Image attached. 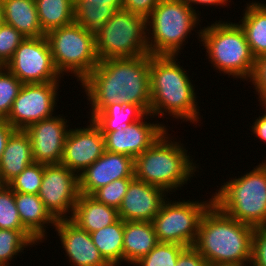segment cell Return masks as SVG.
Returning a JSON list of instances; mask_svg holds the SVG:
<instances>
[{"mask_svg":"<svg viewBox=\"0 0 266 266\" xmlns=\"http://www.w3.org/2000/svg\"><path fill=\"white\" fill-rule=\"evenodd\" d=\"M80 87L93 112L114 104H137L150 113V54L99 60Z\"/></svg>","mask_w":266,"mask_h":266,"instance_id":"1","label":"cell"},{"mask_svg":"<svg viewBox=\"0 0 266 266\" xmlns=\"http://www.w3.org/2000/svg\"><path fill=\"white\" fill-rule=\"evenodd\" d=\"M178 56L150 55V114L158 119L165 116L166 121L169 115L196 125L202 121L196 99L198 89Z\"/></svg>","mask_w":266,"mask_h":266,"instance_id":"2","label":"cell"},{"mask_svg":"<svg viewBox=\"0 0 266 266\" xmlns=\"http://www.w3.org/2000/svg\"><path fill=\"white\" fill-rule=\"evenodd\" d=\"M254 227L222 212L214 203L202 216L193 247L209 266H248Z\"/></svg>","mask_w":266,"mask_h":266,"instance_id":"3","label":"cell"},{"mask_svg":"<svg viewBox=\"0 0 266 266\" xmlns=\"http://www.w3.org/2000/svg\"><path fill=\"white\" fill-rule=\"evenodd\" d=\"M184 145L167 130L134 159V177L164 189L169 195L181 190L193 175L196 177V171L199 173V163L196 164Z\"/></svg>","mask_w":266,"mask_h":266,"instance_id":"4","label":"cell"},{"mask_svg":"<svg viewBox=\"0 0 266 266\" xmlns=\"http://www.w3.org/2000/svg\"><path fill=\"white\" fill-rule=\"evenodd\" d=\"M213 194V203L233 219L266 227V159L244 175L232 176Z\"/></svg>","mask_w":266,"mask_h":266,"instance_id":"5","label":"cell"},{"mask_svg":"<svg viewBox=\"0 0 266 266\" xmlns=\"http://www.w3.org/2000/svg\"><path fill=\"white\" fill-rule=\"evenodd\" d=\"M218 20L202 27L201 46L214 71L248 81L252 74L255 57L246 41L244 31L238 23Z\"/></svg>","mask_w":266,"mask_h":266,"instance_id":"6","label":"cell"},{"mask_svg":"<svg viewBox=\"0 0 266 266\" xmlns=\"http://www.w3.org/2000/svg\"><path fill=\"white\" fill-rule=\"evenodd\" d=\"M200 15L181 0H161L147 18L150 55H180L192 31L201 42ZM199 25V26H198ZM200 27L199 30H195Z\"/></svg>","mask_w":266,"mask_h":266,"instance_id":"7","label":"cell"},{"mask_svg":"<svg viewBox=\"0 0 266 266\" xmlns=\"http://www.w3.org/2000/svg\"><path fill=\"white\" fill-rule=\"evenodd\" d=\"M45 36L54 66L62 78L72 74V78L76 77L80 84L97 66L99 59L95 51V37L78 23L72 22L51 30Z\"/></svg>","mask_w":266,"mask_h":266,"instance_id":"8","label":"cell"},{"mask_svg":"<svg viewBox=\"0 0 266 266\" xmlns=\"http://www.w3.org/2000/svg\"><path fill=\"white\" fill-rule=\"evenodd\" d=\"M99 60L134 58L149 54L147 19L126 10H117L95 36Z\"/></svg>","mask_w":266,"mask_h":266,"instance_id":"9","label":"cell"},{"mask_svg":"<svg viewBox=\"0 0 266 266\" xmlns=\"http://www.w3.org/2000/svg\"><path fill=\"white\" fill-rule=\"evenodd\" d=\"M212 204L213 195L205 201L167 198L152 221L158 241L193 246L202 216Z\"/></svg>","mask_w":266,"mask_h":266,"instance_id":"10","label":"cell"},{"mask_svg":"<svg viewBox=\"0 0 266 266\" xmlns=\"http://www.w3.org/2000/svg\"><path fill=\"white\" fill-rule=\"evenodd\" d=\"M5 67L23 84L60 82L46 36L25 38Z\"/></svg>","mask_w":266,"mask_h":266,"instance_id":"11","label":"cell"},{"mask_svg":"<svg viewBox=\"0 0 266 266\" xmlns=\"http://www.w3.org/2000/svg\"><path fill=\"white\" fill-rule=\"evenodd\" d=\"M59 84L60 82L23 84L6 121L14 129L25 130L35 122L54 116L59 101Z\"/></svg>","mask_w":266,"mask_h":266,"instance_id":"12","label":"cell"},{"mask_svg":"<svg viewBox=\"0 0 266 266\" xmlns=\"http://www.w3.org/2000/svg\"><path fill=\"white\" fill-rule=\"evenodd\" d=\"M78 175L65 165L44 164L38 196L56 219H70L79 196Z\"/></svg>","mask_w":266,"mask_h":266,"instance_id":"13","label":"cell"},{"mask_svg":"<svg viewBox=\"0 0 266 266\" xmlns=\"http://www.w3.org/2000/svg\"><path fill=\"white\" fill-rule=\"evenodd\" d=\"M150 118L156 119L147 113L141 120L130 124L125 130L119 129L118 131L102 133L105 150L111 153L124 154L134 159L138 157L169 130L164 123L147 122Z\"/></svg>","mask_w":266,"mask_h":266,"instance_id":"14","label":"cell"},{"mask_svg":"<svg viewBox=\"0 0 266 266\" xmlns=\"http://www.w3.org/2000/svg\"><path fill=\"white\" fill-rule=\"evenodd\" d=\"M87 126L70 128L65 139L61 164L79 175L105 151L104 136L90 119Z\"/></svg>","mask_w":266,"mask_h":266,"instance_id":"15","label":"cell"},{"mask_svg":"<svg viewBox=\"0 0 266 266\" xmlns=\"http://www.w3.org/2000/svg\"><path fill=\"white\" fill-rule=\"evenodd\" d=\"M66 117L63 114L57 116L56 113L55 116L35 122L25 129L31 140L34 162L61 163L65 139L70 130Z\"/></svg>","mask_w":266,"mask_h":266,"instance_id":"16","label":"cell"},{"mask_svg":"<svg viewBox=\"0 0 266 266\" xmlns=\"http://www.w3.org/2000/svg\"><path fill=\"white\" fill-rule=\"evenodd\" d=\"M168 196L164 189L134 177L118 209L119 218L123 221L152 222Z\"/></svg>","mask_w":266,"mask_h":266,"instance_id":"17","label":"cell"},{"mask_svg":"<svg viewBox=\"0 0 266 266\" xmlns=\"http://www.w3.org/2000/svg\"><path fill=\"white\" fill-rule=\"evenodd\" d=\"M122 178H134V158L105 150L78 175L79 193L91 195L98 188Z\"/></svg>","mask_w":266,"mask_h":266,"instance_id":"18","label":"cell"},{"mask_svg":"<svg viewBox=\"0 0 266 266\" xmlns=\"http://www.w3.org/2000/svg\"><path fill=\"white\" fill-rule=\"evenodd\" d=\"M54 228L71 266H110L100 255L90 233L70 219L57 220Z\"/></svg>","mask_w":266,"mask_h":266,"instance_id":"19","label":"cell"},{"mask_svg":"<svg viewBox=\"0 0 266 266\" xmlns=\"http://www.w3.org/2000/svg\"><path fill=\"white\" fill-rule=\"evenodd\" d=\"M15 203L24 228L39 243L45 242L49 230L47 226L54 229L57 220L45 208L38 194L15 192Z\"/></svg>","mask_w":266,"mask_h":266,"instance_id":"20","label":"cell"},{"mask_svg":"<svg viewBox=\"0 0 266 266\" xmlns=\"http://www.w3.org/2000/svg\"><path fill=\"white\" fill-rule=\"evenodd\" d=\"M33 162L29 135L25 130L15 129L0 159L1 184H8Z\"/></svg>","mask_w":266,"mask_h":266,"instance_id":"21","label":"cell"},{"mask_svg":"<svg viewBox=\"0 0 266 266\" xmlns=\"http://www.w3.org/2000/svg\"><path fill=\"white\" fill-rule=\"evenodd\" d=\"M118 209L97 201L91 195L79 194L70 220L82 230L92 233L119 220Z\"/></svg>","mask_w":266,"mask_h":266,"instance_id":"22","label":"cell"},{"mask_svg":"<svg viewBox=\"0 0 266 266\" xmlns=\"http://www.w3.org/2000/svg\"><path fill=\"white\" fill-rule=\"evenodd\" d=\"M159 243L152 222L124 221L123 262L135 265Z\"/></svg>","mask_w":266,"mask_h":266,"instance_id":"23","label":"cell"},{"mask_svg":"<svg viewBox=\"0 0 266 266\" xmlns=\"http://www.w3.org/2000/svg\"><path fill=\"white\" fill-rule=\"evenodd\" d=\"M122 7L123 0H74V22L95 37Z\"/></svg>","mask_w":266,"mask_h":266,"instance_id":"24","label":"cell"},{"mask_svg":"<svg viewBox=\"0 0 266 266\" xmlns=\"http://www.w3.org/2000/svg\"><path fill=\"white\" fill-rule=\"evenodd\" d=\"M4 23L16 28L26 38L45 36L35 0H2Z\"/></svg>","mask_w":266,"mask_h":266,"instance_id":"25","label":"cell"},{"mask_svg":"<svg viewBox=\"0 0 266 266\" xmlns=\"http://www.w3.org/2000/svg\"><path fill=\"white\" fill-rule=\"evenodd\" d=\"M246 3L239 25L255 58L266 54V3Z\"/></svg>","mask_w":266,"mask_h":266,"instance_id":"26","label":"cell"},{"mask_svg":"<svg viewBox=\"0 0 266 266\" xmlns=\"http://www.w3.org/2000/svg\"><path fill=\"white\" fill-rule=\"evenodd\" d=\"M147 112L137 104H114L102 112H93L90 119L102 133L125 130L130 124L141 120Z\"/></svg>","mask_w":266,"mask_h":266,"instance_id":"27","label":"cell"},{"mask_svg":"<svg viewBox=\"0 0 266 266\" xmlns=\"http://www.w3.org/2000/svg\"><path fill=\"white\" fill-rule=\"evenodd\" d=\"M90 236L100 255L110 266L123 264L124 221L122 219L90 233Z\"/></svg>","mask_w":266,"mask_h":266,"instance_id":"28","label":"cell"},{"mask_svg":"<svg viewBox=\"0 0 266 266\" xmlns=\"http://www.w3.org/2000/svg\"><path fill=\"white\" fill-rule=\"evenodd\" d=\"M43 33L74 22V0H35Z\"/></svg>","mask_w":266,"mask_h":266,"instance_id":"29","label":"cell"},{"mask_svg":"<svg viewBox=\"0 0 266 266\" xmlns=\"http://www.w3.org/2000/svg\"><path fill=\"white\" fill-rule=\"evenodd\" d=\"M39 243L27 230L0 229V266H11L12 259ZM27 248V249H26ZM16 256V257H15ZM10 261V262H9Z\"/></svg>","mask_w":266,"mask_h":266,"instance_id":"30","label":"cell"},{"mask_svg":"<svg viewBox=\"0 0 266 266\" xmlns=\"http://www.w3.org/2000/svg\"><path fill=\"white\" fill-rule=\"evenodd\" d=\"M0 229L26 230L16 207L15 192L7 184L0 185Z\"/></svg>","mask_w":266,"mask_h":266,"instance_id":"31","label":"cell"},{"mask_svg":"<svg viewBox=\"0 0 266 266\" xmlns=\"http://www.w3.org/2000/svg\"><path fill=\"white\" fill-rule=\"evenodd\" d=\"M185 248L175 243L159 242L134 266H176L178 256Z\"/></svg>","mask_w":266,"mask_h":266,"instance_id":"32","label":"cell"},{"mask_svg":"<svg viewBox=\"0 0 266 266\" xmlns=\"http://www.w3.org/2000/svg\"><path fill=\"white\" fill-rule=\"evenodd\" d=\"M44 164L33 162L7 185L19 193L38 194L42 184Z\"/></svg>","mask_w":266,"mask_h":266,"instance_id":"33","label":"cell"},{"mask_svg":"<svg viewBox=\"0 0 266 266\" xmlns=\"http://www.w3.org/2000/svg\"><path fill=\"white\" fill-rule=\"evenodd\" d=\"M22 85L5 66H0V118H7Z\"/></svg>","mask_w":266,"mask_h":266,"instance_id":"34","label":"cell"},{"mask_svg":"<svg viewBox=\"0 0 266 266\" xmlns=\"http://www.w3.org/2000/svg\"><path fill=\"white\" fill-rule=\"evenodd\" d=\"M132 179L122 178L114 180L95 190L91 196L103 204L119 209Z\"/></svg>","mask_w":266,"mask_h":266,"instance_id":"35","label":"cell"},{"mask_svg":"<svg viewBox=\"0 0 266 266\" xmlns=\"http://www.w3.org/2000/svg\"><path fill=\"white\" fill-rule=\"evenodd\" d=\"M16 28L6 23L0 24V66H5L25 39Z\"/></svg>","mask_w":266,"mask_h":266,"instance_id":"36","label":"cell"},{"mask_svg":"<svg viewBox=\"0 0 266 266\" xmlns=\"http://www.w3.org/2000/svg\"><path fill=\"white\" fill-rule=\"evenodd\" d=\"M249 264L266 266V227H255L253 230L252 258Z\"/></svg>","mask_w":266,"mask_h":266,"instance_id":"37","label":"cell"},{"mask_svg":"<svg viewBox=\"0 0 266 266\" xmlns=\"http://www.w3.org/2000/svg\"><path fill=\"white\" fill-rule=\"evenodd\" d=\"M248 83L254 86L256 95L266 93V54L255 58L252 74Z\"/></svg>","mask_w":266,"mask_h":266,"instance_id":"38","label":"cell"},{"mask_svg":"<svg viewBox=\"0 0 266 266\" xmlns=\"http://www.w3.org/2000/svg\"><path fill=\"white\" fill-rule=\"evenodd\" d=\"M161 0H123V10L148 18Z\"/></svg>","mask_w":266,"mask_h":266,"instance_id":"39","label":"cell"},{"mask_svg":"<svg viewBox=\"0 0 266 266\" xmlns=\"http://www.w3.org/2000/svg\"><path fill=\"white\" fill-rule=\"evenodd\" d=\"M176 266H209L206 259L193 247H186L178 256Z\"/></svg>","mask_w":266,"mask_h":266,"instance_id":"40","label":"cell"},{"mask_svg":"<svg viewBox=\"0 0 266 266\" xmlns=\"http://www.w3.org/2000/svg\"><path fill=\"white\" fill-rule=\"evenodd\" d=\"M253 121V125L249 126L251 132L255 135L254 137L266 143V116L263 114L258 116V118L256 116V119Z\"/></svg>","mask_w":266,"mask_h":266,"instance_id":"41","label":"cell"},{"mask_svg":"<svg viewBox=\"0 0 266 266\" xmlns=\"http://www.w3.org/2000/svg\"><path fill=\"white\" fill-rule=\"evenodd\" d=\"M181 1H184L186 4H188L190 7H192L194 9V11H196L199 15H202L201 14V11L199 12V10H196L195 8L200 5V6H215L218 7V6H221V7H224V6H228L230 4V2L232 3L231 0H181ZM229 3V4H228ZM195 5V7H194Z\"/></svg>","mask_w":266,"mask_h":266,"instance_id":"42","label":"cell"},{"mask_svg":"<svg viewBox=\"0 0 266 266\" xmlns=\"http://www.w3.org/2000/svg\"><path fill=\"white\" fill-rule=\"evenodd\" d=\"M15 129L4 118H0V159L11 133Z\"/></svg>","mask_w":266,"mask_h":266,"instance_id":"43","label":"cell"},{"mask_svg":"<svg viewBox=\"0 0 266 266\" xmlns=\"http://www.w3.org/2000/svg\"><path fill=\"white\" fill-rule=\"evenodd\" d=\"M257 99L260 102L259 104L261 105L262 110L264 111L263 113H260V114H263L266 116V93L259 94Z\"/></svg>","mask_w":266,"mask_h":266,"instance_id":"44","label":"cell"},{"mask_svg":"<svg viewBox=\"0 0 266 266\" xmlns=\"http://www.w3.org/2000/svg\"><path fill=\"white\" fill-rule=\"evenodd\" d=\"M4 23V16H3V3L2 0H0V24Z\"/></svg>","mask_w":266,"mask_h":266,"instance_id":"45","label":"cell"}]
</instances>
